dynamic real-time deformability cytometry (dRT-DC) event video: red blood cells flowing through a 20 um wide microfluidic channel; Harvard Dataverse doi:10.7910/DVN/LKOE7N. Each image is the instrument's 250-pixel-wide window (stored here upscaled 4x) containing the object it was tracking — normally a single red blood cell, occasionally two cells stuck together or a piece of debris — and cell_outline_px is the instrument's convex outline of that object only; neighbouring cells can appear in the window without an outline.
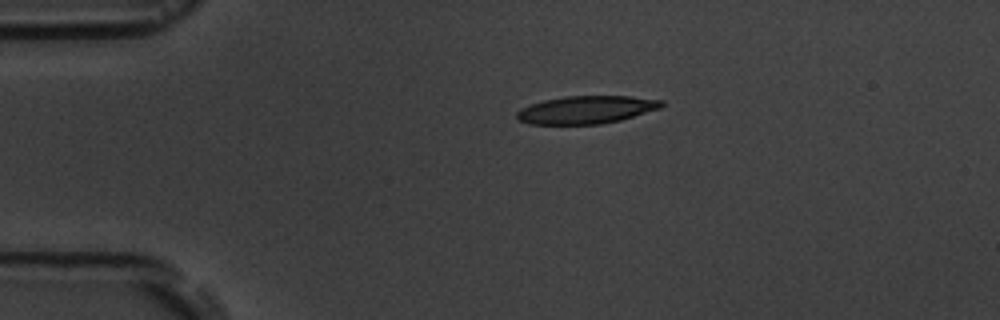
{"species": "common noctule bat (a hibernating species)", "species_latin": "Nyctalus noctula", "temperature_condition": "room temperature", "stored_images_in_passage": 2, "camera_frame_rate_fps": 3000, "um_per_image_px": 0.085, "animal": {"sex": "male", "body_mass_g": 19.5, "forearm_length_mm": 54.6}, "frame": {"image": 1, "passage_image": 1, "time_ms": 0.0, "image_size_px": [1000, 320], "cell_outline_px": [[664, 104], [660, 108], [620, 120], [600, 124], [528, 124], [516, 120], [516, 112], [520, 108], [544, 100], [564, 96], [632, 96], [664, 100]], "centroid_in_image_um": [49.81, 9.32], "position_along_channel_um": 35.2, "area_um2": 23.52}}